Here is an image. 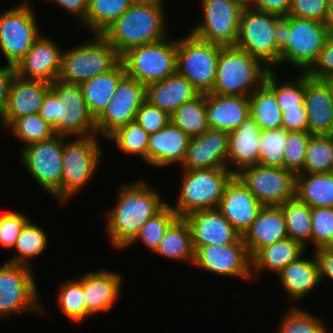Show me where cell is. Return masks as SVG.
<instances>
[{
	"mask_svg": "<svg viewBox=\"0 0 333 333\" xmlns=\"http://www.w3.org/2000/svg\"><path fill=\"white\" fill-rule=\"evenodd\" d=\"M156 253L172 261L188 262L193 265L194 250L192 247V232L185 218H178L166 231Z\"/></svg>",
	"mask_w": 333,
	"mask_h": 333,
	"instance_id": "obj_34",
	"label": "cell"
},
{
	"mask_svg": "<svg viewBox=\"0 0 333 333\" xmlns=\"http://www.w3.org/2000/svg\"><path fill=\"white\" fill-rule=\"evenodd\" d=\"M125 76L124 66L120 62L113 70L79 84L88 109L95 119L113 98L117 85Z\"/></svg>",
	"mask_w": 333,
	"mask_h": 333,
	"instance_id": "obj_33",
	"label": "cell"
},
{
	"mask_svg": "<svg viewBox=\"0 0 333 333\" xmlns=\"http://www.w3.org/2000/svg\"><path fill=\"white\" fill-rule=\"evenodd\" d=\"M39 115L51 125L53 133L67 137L97 135L79 84L56 80L46 94Z\"/></svg>",
	"mask_w": 333,
	"mask_h": 333,
	"instance_id": "obj_2",
	"label": "cell"
},
{
	"mask_svg": "<svg viewBox=\"0 0 333 333\" xmlns=\"http://www.w3.org/2000/svg\"><path fill=\"white\" fill-rule=\"evenodd\" d=\"M25 171L43 191L57 200L62 195L63 135L27 145L20 150Z\"/></svg>",
	"mask_w": 333,
	"mask_h": 333,
	"instance_id": "obj_14",
	"label": "cell"
},
{
	"mask_svg": "<svg viewBox=\"0 0 333 333\" xmlns=\"http://www.w3.org/2000/svg\"><path fill=\"white\" fill-rule=\"evenodd\" d=\"M327 6L328 0H291L287 16L324 22Z\"/></svg>",
	"mask_w": 333,
	"mask_h": 333,
	"instance_id": "obj_53",
	"label": "cell"
},
{
	"mask_svg": "<svg viewBox=\"0 0 333 333\" xmlns=\"http://www.w3.org/2000/svg\"><path fill=\"white\" fill-rule=\"evenodd\" d=\"M107 140L127 155H139L147 165V147L149 134L136 122L132 121L127 125L118 128Z\"/></svg>",
	"mask_w": 333,
	"mask_h": 333,
	"instance_id": "obj_45",
	"label": "cell"
},
{
	"mask_svg": "<svg viewBox=\"0 0 333 333\" xmlns=\"http://www.w3.org/2000/svg\"><path fill=\"white\" fill-rule=\"evenodd\" d=\"M242 238L251 258L260 249L288 238L286 219L281 206H263Z\"/></svg>",
	"mask_w": 333,
	"mask_h": 333,
	"instance_id": "obj_27",
	"label": "cell"
},
{
	"mask_svg": "<svg viewBox=\"0 0 333 333\" xmlns=\"http://www.w3.org/2000/svg\"><path fill=\"white\" fill-rule=\"evenodd\" d=\"M290 308L279 320L281 322H279L276 333H330L322 317L320 319L319 316H314L294 305H291Z\"/></svg>",
	"mask_w": 333,
	"mask_h": 333,
	"instance_id": "obj_47",
	"label": "cell"
},
{
	"mask_svg": "<svg viewBox=\"0 0 333 333\" xmlns=\"http://www.w3.org/2000/svg\"><path fill=\"white\" fill-rule=\"evenodd\" d=\"M324 81L326 82V84L329 86L332 96H333V76H330L326 79H324Z\"/></svg>",
	"mask_w": 333,
	"mask_h": 333,
	"instance_id": "obj_61",
	"label": "cell"
},
{
	"mask_svg": "<svg viewBox=\"0 0 333 333\" xmlns=\"http://www.w3.org/2000/svg\"><path fill=\"white\" fill-rule=\"evenodd\" d=\"M5 130L23 142V146L19 148L21 150L27 145L50 139L55 135L51 125L39 113L15 119Z\"/></svg>",
	"mask_w": 333,
	"mask_h": 333,
	"instance_id": "obj_46",
	"label": "cell"
},
{
	"mask_svg": "<svg viewBox=\"0 0 333 333\" xmlns=\"http://www.w3.org/2000/svg\"><path fill=\"white\" fill-rule=\"evenodd\" d=\"M190 137L170 122L163 129L149 135L147 166L167 168L182 165L188 149Z\"/></svg>",
	"mask_w": 333,
	"mask_h": 333,
	"instance_id": "obj_26",
	"label": "cell"
},
{
	"mask_svg": "<svg viewBox=\"0 0 333 333\" xmlns=\"http://www.w3.org/2000/svg\"><path fill=\"white\" fill-rule=\"evenodd\" d=\"M304 106L311 135H333V96L324 80L305 73Z\"/></svg>",
	"mask_w": 333,
	"mask_h": 333,
	"instance_id": "obj_25",
	"label": "cell"
},
{
	"mask_svg": "<svg viewBox=\"0 0 333 333\" xmlns=\"http://www.w3.org/2000/svg\"><path fill=\"white\" fill-rule=\"evenodd\" d=\"M313 250L333 247V207L311 208Z\"/></svg>",
	"mask_w": 333,
	"mask_h": 333,
	"instance_id": "obj_50",
	"label": "cell"
},
{
	"mask_svg": "<svg viewBox=\"0 0 333 333\" xmlns=\"http://www.w3.org/2000/svg\"><path fill=\"white\" fill-rule=\"evenodd\" d=\"M34 8L27 0L0 13V51L15 66L41 36Z\"/></svg>",
	"mask_w": 333,
	"mask_h": 333,
	"instance_id": "obj_13",
	"label": "cell"
},
{
	"mask_svg": "<svg viewBox=\"0 0 333 333\" xmlns=\"http://www.w3.org/2000/svg\"><path fill=\"white\" fill-rule=\"evenodd\" d=\"M222 47L190 32L185 37H178L176 72L187 78L200 94L211 93Z\"/></svg>",
	"mask_w": 333,
	"mask_h": 333,
	"instance_id": "obj_12",
	"label": "cell"
},
{
	"mask_svg": "<svg viewBox=\"0 0 333 333\" xmlns=\"http://www.w3.org/2000/svg\"><path fill=\"white\" fill-rule=\"evenodd\" d=\"M22 264L5 262L0 266V319L10 314L47 313L42 306L35 273ZM46 312V313H45Z\"/></svg>",
	"mask_w": 333,
	"mask_h": 333,
	"instance_id": "obj_11",
	"label": "cell"
},
{
	"mask_svg": "<svg viewBox=\"0 0 333 333\" xmlns=\"http://www.w3.org/2000/svg\"><path fill=\"white\" fill-rule=\"evenodd\" d=\"M146 95V85L125 76L117 85L113 98L95 119L97 136L107 139L118 128L135 121Z\"/></svg>",
	"mask_w": 333,
	"mask_h": 333,
	"instance_id": "obj_17",
	"label": "cell"
},
{
	"mask_svg": "<svg viewBox=\"0 0 333 333\" xmlns=\"http://www.w3.org/2000/svg\"><path fill=\"white\" fill-rule=\"evenodd\" d=\"M132 4H137V3H153V2H158V1H165V0H130Z\"/></svg>",
	"mask_w": 333,
	"mask_h": 333,
	"instance_id": "obj_62",
	"label": "cell"
},
{
	"mask_svg": "<svg viewBox=\"0 0 333 333\" xmlns=\"http://www.w3.org/2000/svg\"><path fill=\"white\" fill-rule=\"evenodd\" d=\"M178 218L175 211L171 208V205L167 203L141 227L136 237L125 248H130L131 245H135L139 241L141 244L143 243L144 247H147L148 250L154 252L163 239L167 229Z\"/></svg>",
	"mask_w": 333,
	"mask_h": 333,
	"instance_id": "obj_42",
	"label": "cell"
},
{
	"mask_svg": "<svg viewBox=\"0 0 333 333\" xmlns=\"http://www.w3.org/2000/svg\"><path fill=\"white\" fill-rule=\"evenodd\" d=\"M171 122L190 138L202 135L209 129L206 114V94H199L182 104L172 115Z\"/></svg>",
	"mask_w": 333,
	"mask_h": 333,
	"instance_id": "obj_40",
	"label": "cell"
},
{
	"mask_svg": "<svg viewBox=\"0 0 333 333\" xmlns=\"http://www.w3.org/2000/svg\"><path fill=\"white\" fill-rule=\"evenodd\" d=\"M277 276L280 280L278 286L283 288L288 301L292 302H299L321 284L319 265L314 251L311 258L300 256L286 265Z\"/></svg>",
	"mask_w": 333,
	"mask_h": 333,
	"instance_id": "obj_29",
	"label": "cell"
},
{
	"mask_svg": "<svg viewBox=\"0 0 333 333\" xmlns=\"http://www.w3.org/2000/svg\"><path fill=\"white\" fill-rule=\"evenodd\" d=\"M56 304L61 313L73 323L86 320V306L83 299V286L79 279L64 281L58 287Z\"/></svg>",
	"mask_w": 333,
	"mask_h": 333,
	"instance_id": "obj_44",
	"label": "cell"
},
{
	"mask_svg": "<svg viewBox=\"0 0 333 333\" xmlns=\"http://www.w3.org/2000/svg\"><path fill=\"white\" fill-rule=\"evenodd\" d=\"M279 66L290 64L306 73L316 62L330 36L324 22L284 16Z\"/></svg>",
	"mask_w": 333,
	"mask_h": 333,
	"instance_id": "obj_9",
	"label": "cell"
},
{
	"mask_svg": "<svg viewBox=\"0 0 333 333\" xmlns=\"http://www.w3.org/2000/svg\"><path fill=\"white\" fill-rule=\"evenodd\" d=\"M199 94L187 78L176 72L147 85L146 100L171 116L182 104L193 100Z\"/></svg>",
	"mask_w": 333,
	"mask_h": 333,
	"instance_id": "obj_31",
	"label": "cell"
},
{
	"mask_svg": "<svg viewBox=\"0 0 333 333\" xmlns=\"http://www.w3.org/2000/svg\"><path fill=\"white\" fill-rule=\"evenodd\" d=\"M164 2L132 4L101 35L120 55L130 48L165 39L170 34Z\"/></svg>",
	"mask_w": 333,
	"mask_h": 333,
	"instance_id": "obj_3",
	"label": "cell"
},
{
	"mask_svg": "<svg viewBox=\"0 0 333 333\" xmlns=\"http://www.w3.org/2000/svg\"><path fill=\"white\" fill-rule=\"evenodd\" d=\"M181 175L179 195L176 204L171 205L179 218L198 210L218 208L227 184L235 176L227 168L182 170Z\"/></svg>",
	"mask_w": 333,
	"mask_h": 333,
	"instance_id": "obj_6",
	"label": "cell"
},
{
	"mask_svg": "<svg viewBox=\"0 0 333 333\" xmlns=\"http://www.w3.org/2000/svg\"><path fill=\"white\" fill-rule=\"evenodd\" d=\"M249 114L261 130L282 128V111L275 93L265 83L249 96Z\"/></svg>",
	"mask_w": 333,
	"mask_h": 333,
	"instance_id": "obj_36",
	"label": "cell"
},
{
	"mask_svg": "<svg viewBox=\"0 0 333 333\" xmlns=\"http://www.w3.org/2000/svg\"><path fill=\"white\" fill-rule=\"evenodd\" d=\"M48 240L43 227L35 225L32 220H29L23 227L13 248L16 252L15 255L7 262L33 267L32 260L45 252Z\"/></svg>",
	"mask_w": 333,
	"mask_h": 333,
	"instance_id": "obj_38",
	"label": "cell"
},
{
	"mask_svg": "<svg viewBox=\"0 0 333 333\" xmlns=\"http://www.w3.org/2000/svg\"><path fill=\"white\" fill-rule=\"evenodd\" d=\"M30 218L21 212L9 211L0 214V245L3 248L15 247L18 236Z\"/></svg>",
	"mask_w": 333,
	"mask_h": 333,
	"instance_id": "obj_51",
	"label": "cell"
},
{
	"mask_svg": "<svg viewBox=\"0 0 333 333\" xmlns=\"http://www.w3.org/2000/svg\"><path fill=\"white\" fill-rule=\"evenodd\" d=\"M313 79L324 80L333 76V36H329L313 66L306 72Z\"/></svg>",
	"mask_w": 333,
	"mask_h": 333,
	"instance_id": "obj_54",
	"label": "cell"
},
{
	"mask_svg": "<svg viewBox=\"0 0 333 333\" xmlns=\"http://www.w3.org/2000/svg\"><path fill=\"white\" fill-rule=\"evenodd\" d=\"M14 76V66L3 65L2 67H0V117L6 108L9 88Z\"/></svg>",
	"mask_w": 333,
	"mask_h": 333,
	"instance_id": "obj_59",
	"label": "cell"
},
{
	"mask_svg": "<svg viewBox=\"0 0 333 333\" xmlns=\"http://www.w3.org/2000/svg\"><path fill=\"white\" fill-rule=\"evenodd\" d=\"M284 35L283 17L245 6L235 47L276 71Z\"/></svg>",
	"mask_w": 333,
	"mask_h": 333,
	"instance_id": "obj_4",
	"label": "cell"
},
{
	"mask_svg": "<svg viewBox=\"0 0 333 333\" xmlns=\"http://www.w3.org/2000/svg\"><path fill=\"white\" fill-rule=\"evenodd\" d=\"M239 1L240 3H242L244 6H247L251 0H237Z\"/></svg>",
	"mask_w": 333,
	"mask_h": 333,
	"instance_id": "obj_63",
	"label": "cell"
},
{
	"mask_svg": "<svg viewBox=\"0 0 333 333\" xmlns=\"http://www.w3.org/2000/svg\"><path fill=\"white\" fill-rule=\"evenodd\" d=\"M278 73L271 70L266 77L265 84L275 93L276 100L282 112L298 109L304 106L305 73L288 82H280ZM278 77V78H277ZM280 83V84H279Z\"/></svg>",
	"mask_w": 333,
	"mask_h": 333,
	"instance_id": "obj_41",
	"label": "cell"
},
{
	"mask_svg": "<svg viewBox=\"0 0 333 333\" xmlns=\"http://www.w3.org/2000/svg\"><path fill=\"white\" fill-rule=\"evenodd\" d=\"M127 77L144 85L161 81L176 73L177 38L136 46L121 55Z\"/></svg>",
	"mask_w": 333,
	"mask_h": 333,
	"instance_id": "obj_10",
	"label": "cell"
},
{
	"mask_svg": "<svg viewBox=\"0 0 333 333\" xmlns=\"http://www.w3.org/2000/svg\"><path fill=\"white\" fill-rule=\"evenodd\" d=\"M121 273L100 268L78 277L83 286L86 319L112 310L122 292L124 279Z\"/></svg>",
	"mask_w": 333,
	"mask_h": 333,
	"instance_id": "obj_20",
	"label": "cell"
},
{
	"mask_svg": "<svg viewBox=\"0 0 333 333\" xmlns=\"http://www.w3.org/2000/svg\"><path fill=\"white\" fill-rule=\"evenodd\" d=\"M50 1L51 3L57 4L58 7L66 10L68 14H72L73 17L75 15V19L80 21L83 24L86 19L88 2L87 0H46Z\"/></svg>",
	"mask_w": 333,
	"mask_h": 333,
	"instance_id": "obj_58",
	"label": "cell"
},
{
	"mask_svg": "<svg viewBox=\"0 0 333 333\" xmlns=\"http://www.w3.org/2000/svg\"><path fill=\"white\" fill-rule=\"evenodd\" d=\"M280 206L286 219L288 237L307 250L312 244L311 207L296 197Z\"/></svg>",
	"mask_w": 333,
	"mask_h": 333,
	"instance_id": "obj_39",
	"label": "cell"
},
{
	"mask_svg": "<svg viewBox=\"0 0 333 333\" xmlns=\"http://www.w3.org/2000/svg\"><path fill=\"white\" fill-rule=\"evenodd\" d=\"M260 132L261 128L250 114L236 129L228 132L227 169L234 175L258 164Z\"/></svg>",
	"mask_w": 333,
	"mask_h": 333,
	"instance_id": "obj_28",
	"label": "cell"
},
{
	"mask_svg": "<svg viewBox=\"0 0 333 333\" xmlns=\"http://www.w3.org/2000/svg\"><path fill=\"white\" fill-rule=\"evenodd\" d=\"M282 128L286 131L308 132L305 107L282 112Z\"/></svg>",
	"mask_w": 333,
	"mask_h": 333,
	"instance_id": "obj_55",
	"label": "cell"
},
{
	"mask_svg": "<svg viewBox=\"0 0 333 333\" xmlns=\"http://www.w3.org/2000/svg\"><path fill=\"white\" fill-rule=\"evenodd\" d=\"M51 83L41 80H25L15 75L11 81L8 101L0 117L2 129L7 128L15 119L39 113Z\"/></svg>",
	"mask_w": 333,
	"mask_h": 333,
	"instance_id": "obj_22",
	"label": "cell"
},
{
	"mask_svg": "<svg viewBox=\"0 0 333 333\" xmlns=\"http://www.w3.org/2000/svg\"><path fill=\"white\" fill-rule=\"evenodd\" d=\"M143 179L120 184L115 205L105 215V232L114 249L122 251L141 227L166 204L159 190Z\"/></svg>",
	"mask_w": 333,
	"mask_h": 333,
	"instance_id": "obj_1",
	"label": "cell"
},
{
	"mask_svg": "<svg viewBox=\"0 0 333 333\" xmlns=\"http://www.w3.org/2000/svg\"><path fill=\"white\" fill-rule=\"evenodd\" d=\"M98 137H73L71 141L63 135L62 195L55 201L58 204L76 196L95 176L104 155Z\"/></svg>",
	"mask_w": 333,
	"mask_h": 333,
	"instance_id": "obj_8",
	"label": "cell"
},
{
	"mask_svg": "<svg viewBox=\"0 0 333 333\" xmlns=\"http://www.w3.org/2000/svg\"><path fill=\"white\" fill-rule=\"evenodd\" d=\"M235 176L264 206H280L295 198L296 175L285 168L256 164Z\"/></svg>",
	"mask_w": 333,
	"mask_h": 333,
	"instance_id": "obj_16",
	"label": "cell"
},
{
	"mask_svg": "<svg viewBox=\"0 0 333 333\" xmlns=\"http://www.w3.org/2000/svg\"><path fill=\"white\" fill-rule=\"evenodd\" d=\"M228 143L227 131L210 128L190 138L181 170L227 168Z\"/></svg>",
	"mask_w": 333,
	"mask_h": 333,
	"instance_id": "obj_21",
	"label": "cell"
},
{
	"mask_svg": "<svg viewBox=\"0 0 333 333\" xmlns=\"http://www.w3.org/2000/svg\"><path fill=\"white\" fill-rule=\"evenodd\" d=\"M56 41L41 34L24 57L14 66L15 75L25 80L53 83L58 79L63 50Z\"/></svg>",
	"mask_w": 333,
	"mask_h": 333,
	"instance_id": "obj_19",
	"label": "cell"
},
{
	"mask_svg": "<svg viewBox=\"0 0 333 333\" xmlns=\"http://www.w3.org/2000/svg\"><path fill=\"white\" fill-rule=\"evenodd\" d=\"M333 172V135H312L309 139L303 173Z\"/></svg>",
	"mask_w": 333,
	"mask_h": 333,
	"instance_id": "obj_43",
	"label": "cell"
},
{
	"mask_svg": "<svg viewBox=\"0 0 333 333\" xmlns=\"http://www.w3.org/2000/svg\"><path fill=\"white\" fill-rule=\"evenodd\" d=\"M314 254L319 265L321 283L325 277L333 280V247H321Z\"/></svg>",
	"mask_w": 333,
	"mask_h": 333,
	"instance_id": "obj_57",
	"label": "cell"
},
{
	"mask_svg": "<svg viewBox=\"0 0 333 333\" xmlns=\"http://www.w3.org/2000/svg\"><path fill=\"white\" fill-rule=\"evenodd\" d=\"M135 121L150 135L167 126L171 116L146 100L138 109Z\"/></svg>",
	"mask_w": 333,
	"mask_h": 333,
	"instance_id": "obj_52",
	"label": "cell"
},
{
	"mask_svg": "<svg viewBox=\"0 0 333 333\" xmlns=\"http://www.w3.org/2000/svg\"><path fill=\"white\" fill-rule=\"evenodd\" d=\"M284 128L261 130L259 137L258 164L284 168V148L287 138Z\"/></svg>",
	"mask_w": 333,
	"mask_h": 333,
	"instance_id": "obj_48",
	"label": "cell"
},
{
	"mask_svg": "<svg viewBox=\"0 0 333 333\" xmlns=\"http://www.w3.org/2000/svg\"><path fill=\"white\" fill-rule=\"evenodd\" d=\"M271 71L262 61L235 46L220 50L211 93L249 97L261 87Z\"/></svg>",
	"mask_w": 333,
	"mask_h": 333,
	"instance_id": "obj_5",
	"label": "cell"
},
{
	"mask_svg": "<svg viewBox=\"0 0 333 333\" xmlns=\"http://www.w3.org/2000/svg\"><path fill=\"white\" fill-rule=\"evenodd\" d=\"M304 253H307L306 249L289 237L262 248L252 257V279H256V275L260 272L262 274V271L277 275L286 265Z\"/></svg>",
	"mask_w": 333,
	"mask_h": 333,
	"instance_id": "obj_32",
	"label": "cell"
},
{
	"mask_svg": "<svg viewBox=\"0 0 333 333\" xmlns=\"http://www.w3.org/2000/svg\"><path fill=\"white\" fill-rule=\"evenodd\" d=\"M264 205L234 176L227 184L218 210L243 235Z\"/></svg>",
	"mask_w": 333,
	"mask_h": 333,
	"instance_id": "obj_24",
	"label": "cell"
},
{
	"mask_svg": "<svg viewBox=\"0 0 333 333\" xmlns=\"http://www.w3.org/2000/svg\"><path fill=\"white\" fill-rule=\"evenodd\" d=\"M309 132L288 131L284 148V168L295 175L303 174Z\"/></svg>",
	"mask_w": 333,
	"mask_h": 333,
	"instance_id": "obj_49",
	"label": "cell"
},
{
	"mask_svg": "<svg viewBox=\"0 0 333 333\" xmlns=\"http://www.w3.org/2000/svg\"><path fill=\"white\" fill-rule=\"evenodd\" d=\"M132 5L130 0H90L84 23L91 34H102Z\"/></svg>",
	"mask_w": 333,
	"mask_h": 333,
	"instance_id": "obj_37",
	"label": "cell"
},
{
	"mask_svg": "<svg viewBox=\"0 0 333 333\" xmlns=\"http://www.w3.org/2000/svg\"><path fill=\"white\" fill-rule=\"evenodd\" d=\"M91 37L63 51L58 80L81 84L113 70L121 62V55L101 34Z\"/></svg>",
	"mask_w": 333,
	"mask_h": 333,
	"instance_id": "obj_7",
	"label": "cell"
},
{
	"mask_svg": "<svg viewBox=\"0 0 333 333\" xmlns=\"http://www.w3.org/2000/svg\"><path fill=\"white\" fill-rule=\"evenodd\" d=\"M290 5L291 0H251L247 6L284 17L288 15Z\"/></svg>",
	"mask_w": 333,
	"mask_h": 333,
	"instance_id": "obj_56",
	"label": "cell"
},
{
	"mask_svg": "<svg viewBox=\"0 0 333 333\" xmlns=\"http://www.w3.org/2000/svg\"><path fill=\"white\" fill-rule=\"evenodd\" d=\"M203 18L190 33L223 47L235 46L244 5L237 0H200Z\"/></svg>",
	"mask_w": 333,
	"mask_h": 333,
	"instance_id": "obj_15",
	"label": "cell"
},
{
	"mask_svg": "<svg viewBox=\"0 0 333 333\" xmlns=\"http://www.w3.org/2000/svg\"><path fill=\"white\" fill-rule=\"evenodd\" d=\"M185 220L191 228L194 252L209 244H233L242 236L217 208L192 212Z\"/></svg>",
	"mask_w": 333,
	"mask_h": 333,
	"instance_id": "obj_23",
	"label": "cell"
},
{
	"mask_svg": "<svg viewBox=\"0 0 333 333\" xmlns=\"http://www.w3.org/2000/svg\"><path fill=\"white\" fill-rule=\"evenodd\" d=\"M295 197L311 208L333 207V172L296 175Z\"/></svg>",
	"mask_w": 333,
	"mask_h": 333,
	"instance_id": "obj_35",
	"label": "cell"
},
{
	"mask_svg": "<svg viewBox=\"0 0 333 333\" xmlns=\"http://www.w3.org/2000/svg\"><path fill=\"white\" fill-rule=\"evenodd\" d=\"M206 114L210 129L230 132L249 116V97L208 93Z\"/></svg>",
	"mask_w": 333,
	"mask_h": 333,
	"instance_id": "obj_30",
	"label": "cell"
},
{
	"mask_svg": "<svg viewBox=\"0 0 333 333\" xmlns=\"http://www.w3.org/2000/svg\"><path fill=\"white\" fill-rule=\"evenodd\" d=\"M194 265L205 272L224 277H235L244 281L252 278V258L242 236L233 244L199 247L194 252Z\"/></svg>",
	"mask_w": 333,
	"mask_h": 333,
	"instance_id": "obj_18",
	"label": "cell"
},
{
	"mask_svg": "<svg viewBox=\"0 0 333 333\" xmlns=\"http://www.w3.org/2000/svg\"><path fill=\"white\" fill-rule=\"evenodd\" d=\"M324 24L326 25L329 34L333 36V0H328Z\"/></svg>",
	"mask_w": 333,
	"mask_h": 333,
	"instance_id": "obj_60",
	"label": "cell"
}]
</instances>
